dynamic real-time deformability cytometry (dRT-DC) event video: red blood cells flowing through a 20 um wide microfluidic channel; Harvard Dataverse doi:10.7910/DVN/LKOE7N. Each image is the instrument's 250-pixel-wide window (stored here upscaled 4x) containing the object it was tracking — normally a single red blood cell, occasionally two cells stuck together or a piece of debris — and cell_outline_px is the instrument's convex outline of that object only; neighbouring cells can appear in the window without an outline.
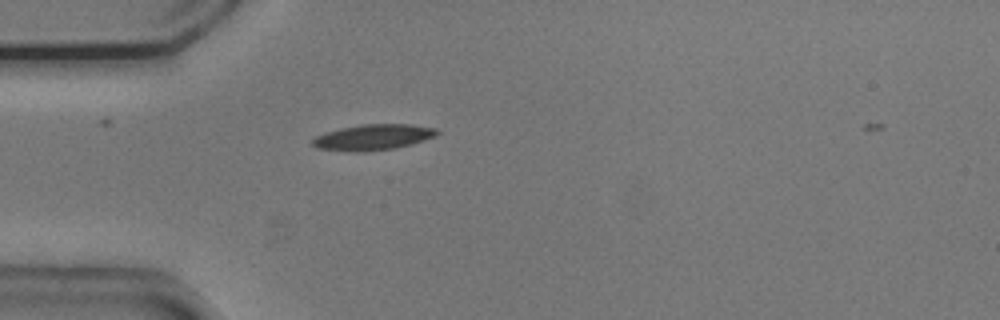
{"species": "common noctule bat (a hibernating species)", "species_latin": "Nyctalus noctula", "temperature_condition": "cold", "stored_images_in_passage": 40, "camera_frame_rate_fps": 3000, "um_per_image_px": 0.085, "animal": {"sex": "male", "body_mass_g": 20.5, "forearm_length_mm": 52.5}, "frame": {"image": 1, "passage_image": 1, "time_ms": 0.0, "image_size_px": [1000, 320], "cell_outline_px": [[440, 132], [436, 136], [424, 140], [396, 148], [364, 152], [352, 152], [316, 148], [312, 144], [312, 140], [316, 136], [324, 132], [340, 128], [360, 124], [412, 124], [436, 128]], "centroid_in_image_um": [31.7, 11.66], "position_along_channel_um": 53.3, "area_um2": 18.9}}
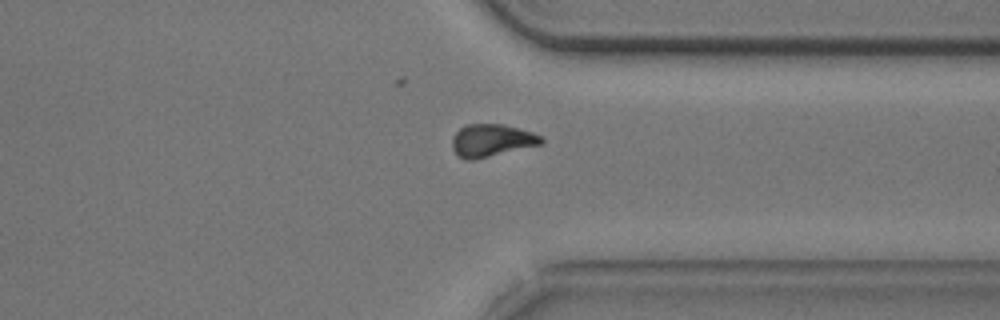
{"frame": {"image": 2, "passage_image": 27, "time_ms": 8.667, "image_size_px": [1000, 320], "cell_outline_px": [[544, 144], [472, 160], [464, 160], [456, 156], [452, 148], [452, 136], [464, 124], [504, 124], [532, 132], [544, 136]], "centroid_in_image_um": [41.79, 11.94], "position_along_channel_um": 369.6, "area_um2": 17.22}}
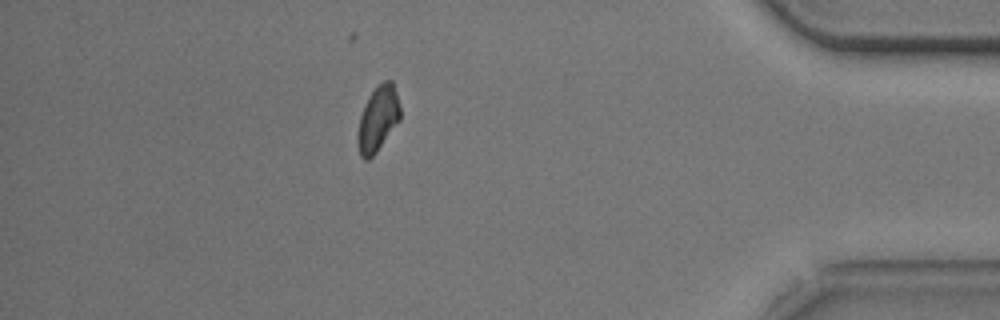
{"frame": {"image": 3, "passage_image": 33, "time_ms": 10.667, "image_size_px": [1000, 320], "cell_outline_px": [[400, 120], [376, 152], [368, 160], [364, 160], [360, 156], [356, 136], [360, 116], [364, 104], [368, 96], [376, 84], [384, 80], [392, 80], [396, 92], [400, 108]], "centroid_in_image_um": [32.1, 10.07], "position_along_channel_um": 403.1, "area_um2": 16.36}, "authors_computed_cell_mechanics": {"area_um2": 17.1088, "velocity_mm_per_s": 3.7371, "shape_relaxation_time_tau1_ms": 2.9396, "shape_relaxation_time_tau2_ms": null, "deformation_change_tau1": 0.1001, "deformation_change_tau2": null}}